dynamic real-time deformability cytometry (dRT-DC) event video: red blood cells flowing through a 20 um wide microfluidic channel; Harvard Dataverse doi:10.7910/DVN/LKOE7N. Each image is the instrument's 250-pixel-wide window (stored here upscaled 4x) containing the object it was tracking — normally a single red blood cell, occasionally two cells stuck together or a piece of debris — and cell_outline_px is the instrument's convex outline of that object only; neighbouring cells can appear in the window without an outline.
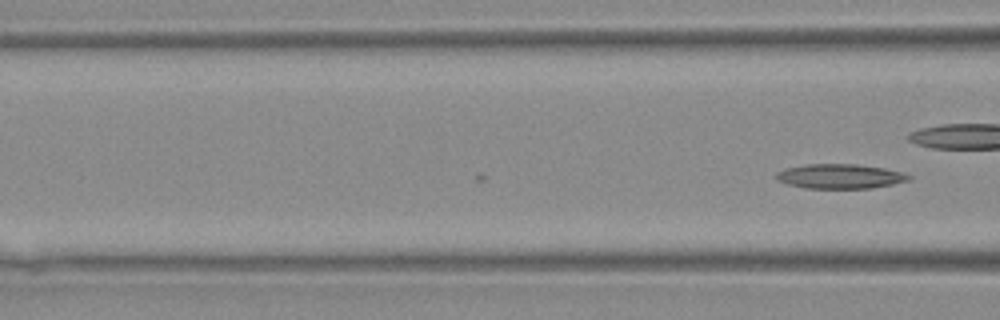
{"species": "Egyptian fruit bat (a non-hibernating species)", "species_latin": "Rousettus aegyptiacus", "temperature_condition": "warm", "stored_images_in_passage": 14, "camera_frame_rate_fps": 3000, "um_per_image_px": 0.085, "animal": {"sex": "female"}, "frame": {"image": 1, "passage_image": 14, "time_ms": 4.333, "image_size_px": [1000, 320], "cell_outline_px": [[912, 176], [908, 180], [892, 184], [872, 188], [804, 188], [788, 184], [776, 180], [776, 172], [784, 168], [808, 164], [856, 164], [884, 168], [904, 172]], "centroid_in_image_um": [71.38, 14.98], "position_along_channel_um": 95.2, "area_um2": 19.02}}